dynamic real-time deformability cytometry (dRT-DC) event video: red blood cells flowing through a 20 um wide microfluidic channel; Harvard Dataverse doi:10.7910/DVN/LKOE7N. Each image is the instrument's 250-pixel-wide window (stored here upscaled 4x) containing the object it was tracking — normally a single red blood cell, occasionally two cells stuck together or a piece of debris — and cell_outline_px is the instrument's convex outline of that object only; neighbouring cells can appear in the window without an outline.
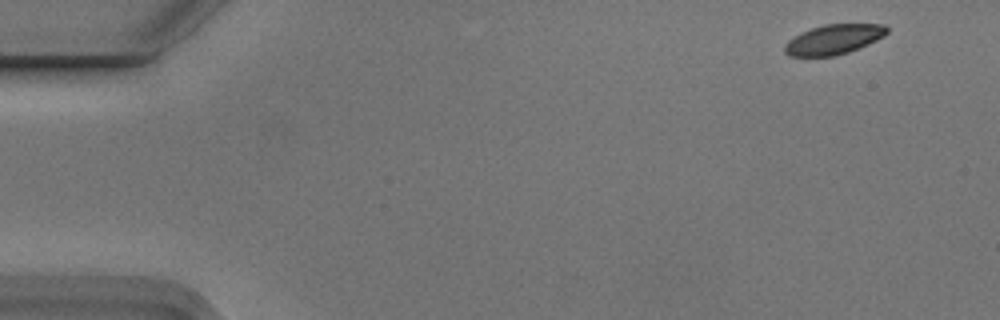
{"species": "Egyptian fruit bat (a non-hibernating species)", "species_latin": "Rousettus aegyptiacus", "temperature_condition": "cold", "stored_images_in_passage": 9, "camera_frame_rate_fps": 3000, "um_per_image_px": 0.085, "animal": {"sex": "male"}, "frame": {"image": 1, "passage_image": 1, "time_ms": 0.0, "image_size_px": [1000, 320], "cell_outline_px": [[888, 32], [884, 36], [868, 44], [848, 52], [836, 56], [788, 56], [784, 52], [784, 44], [788, 40], [800, 32], [824, 24], [884, 24], [888, 28]], "centroid_in_image_um": [70.84, 3.35], "position_along_channel_um": 14.2, "area_um2": 17.86}}
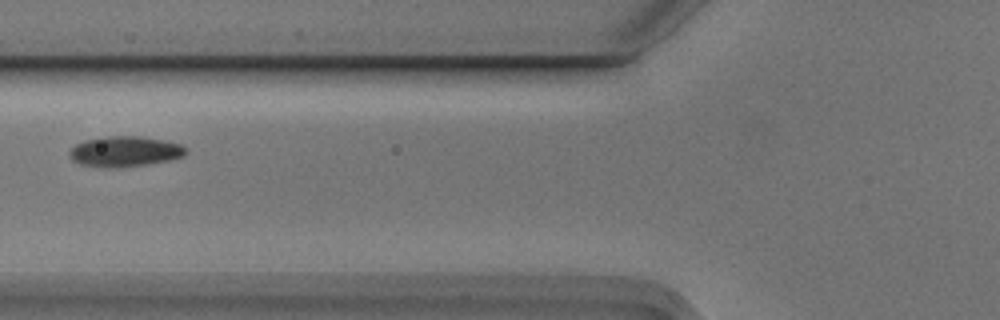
{"frame": {"image": 2, "passage_image": 6, "time_ms": 1.667, "image_size_px": [1000, 320], "cell_outline_px": [[188, 152], [184, 156], [168, 160], [148, 164], [120, 168], [108, 168], [80, 164], [72, 160], [68, 152], [76, 144], [84, 140], [108, 136], [140, 136], [180, 144], [188, 148]], "centroid_in_image_um": [10.61, 12.88], "position_along_channel_um": 115.2, "area_um2": 20.69}}
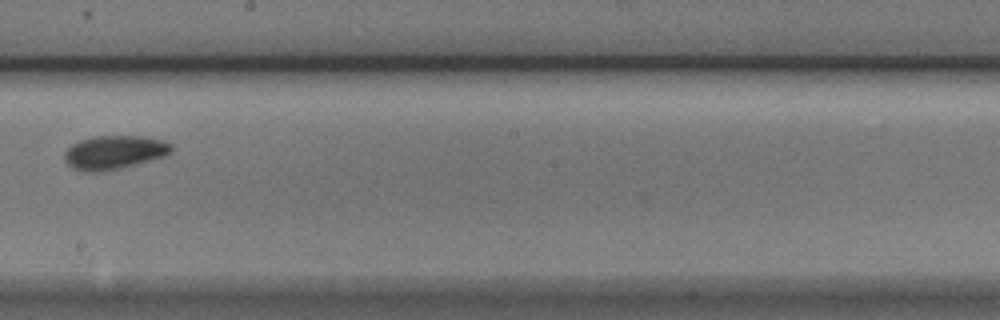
{"frame": {"image": 3, "passage_image": 9, "time_ms": 2.667, "image_size_px": [1000, 320], "cell_outline_px": [[172, 152], [164, 156], [136, 164], [100, 172], [88, 172], [72, 168], [64, 160], [64, 152], [72, 144], [80, 140], [92, 136], [144, 136], [164, 140], [172, 144]], "centroid_in_image_um": [9.71, 12.94], "position_along_channel_um": 238.5, "area_um2": 21.04}}